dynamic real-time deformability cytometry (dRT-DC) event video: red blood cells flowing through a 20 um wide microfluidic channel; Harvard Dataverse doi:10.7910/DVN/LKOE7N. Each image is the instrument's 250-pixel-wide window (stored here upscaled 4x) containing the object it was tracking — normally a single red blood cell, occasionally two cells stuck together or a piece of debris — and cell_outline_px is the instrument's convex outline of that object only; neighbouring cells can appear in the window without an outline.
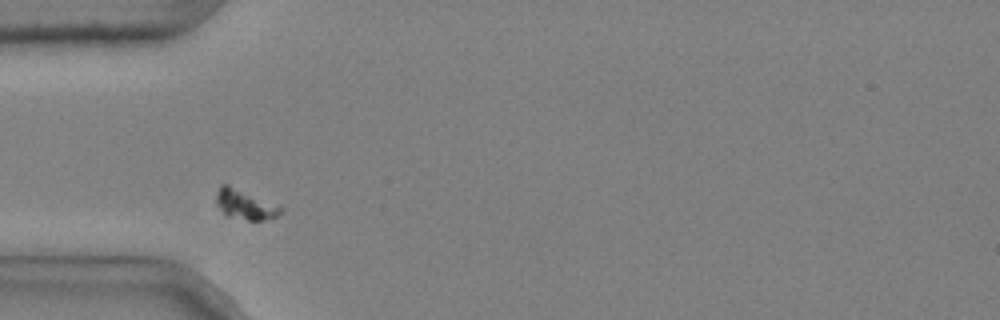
{"species": "common noctule bat (a hibernating species)", "species_latin": "Nyctalus noctula", "temperature_condition": "cold", "stored_images_in_passage": 43, "camera_frame_rate_fps": 3000, "um_per_image_px": 0.085, "animal": {"sex": "male", "body_mass_g": 20.4}, "frame": {"image": 1, "passage_image": 5, "time_ms": 1.333, "image_size_px": [1000, 320], "cell_outline_px": [[284, 212], [276, 216], [260, 220], [248, 220], [224, 216], [216, 204], [216, 196], [220, 184], [228, 184], [280, 204], [284, 208]], "centroid_in_image_um": [20.86, 17.37], "position_along_channel_um": 64.1, "area_um2": 11.62}}
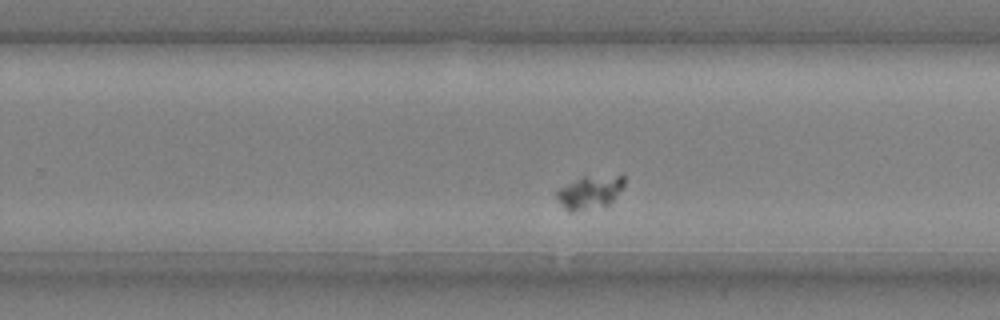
{"frame": {"image": 2, "passage_image": 24, "time_ms": 7.667, "image_size_px": [1000, 320], "cell_outline_px": [[624, 184], [612, 200], [608, 204], [572, 212], [568, 212], [564, 208], [556, 196], [556, 188], [584, 176], [624, 176]], "centroid_in_image_um": [50.06, 16.33], "position_along_channel_um": 279.7, "area_um2": 12.77}}
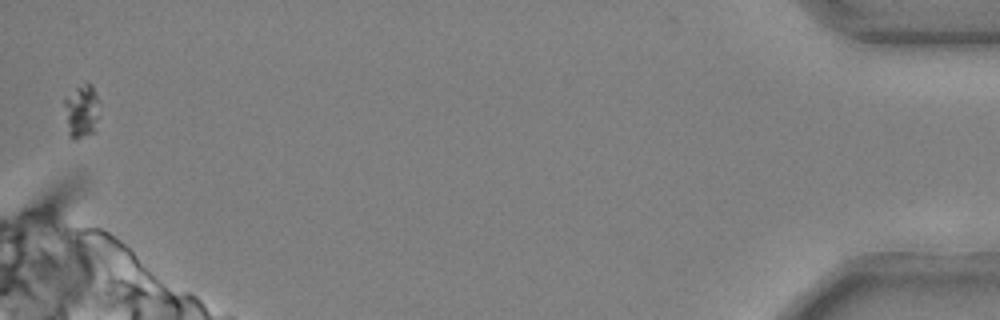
{"frame": {"image": 3, "passage_image": 43, "time_ms": 14.0, "image_size_px": [1000, 320], "cell_outline_px": [[100, 104], [96, 132], [76, 140], [68, 136], [64, 104], [64, 100], [76, 88], [88, 84], [92, 84]], "centroid_in_image_um": [6.96, 9.52], "position_along_channel_um": 428.2, "area_um2": 11.04}}